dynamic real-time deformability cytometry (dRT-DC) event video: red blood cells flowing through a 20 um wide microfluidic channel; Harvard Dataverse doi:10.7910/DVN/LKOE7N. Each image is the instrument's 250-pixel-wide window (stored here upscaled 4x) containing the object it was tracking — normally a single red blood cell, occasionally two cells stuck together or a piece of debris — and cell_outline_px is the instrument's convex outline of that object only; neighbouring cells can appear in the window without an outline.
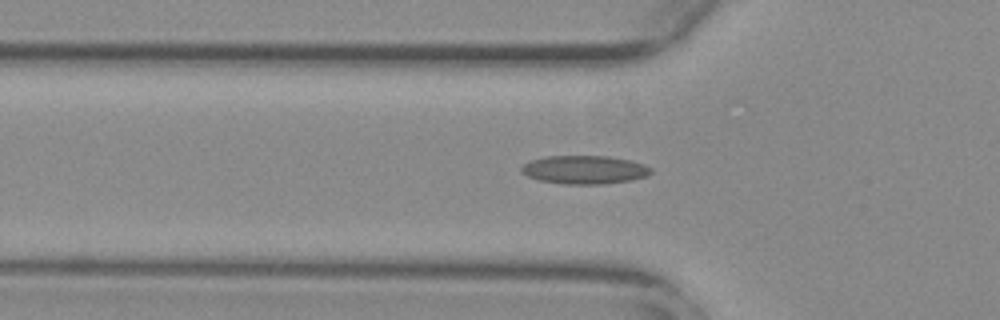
{"species": "common noctule bat (a hibernating species)", "species_latin": "Nyctalus noctula", "temperature_condition": "warm", "stored_images_in_passage": 41, "camera_frame_rate_fps": 3000, "um_per_image_px": 0.085, "animal": {"sex": "female", "body_mass_g": 29.2, "forearm_length_mm": 56.3}, "frame": {"image": 1, "passage_image": 4, "time_ms": 1.0, "image_size_px": [1000, 320], "cell_outline_px": [[652, 172], [648, 176], [632, 180], [604, 184], [564, 184], [540, 180], [528, 176], [520, 172], [520, 168], [524, 164], [532, 160], [544, 156], [608, 156], [628, 160], [644, 164], [652, 168]], "centroid_in_image_um": [49.7, 14.43], "position_along_channel_um": 76.1, "area_um2": 21.5}}
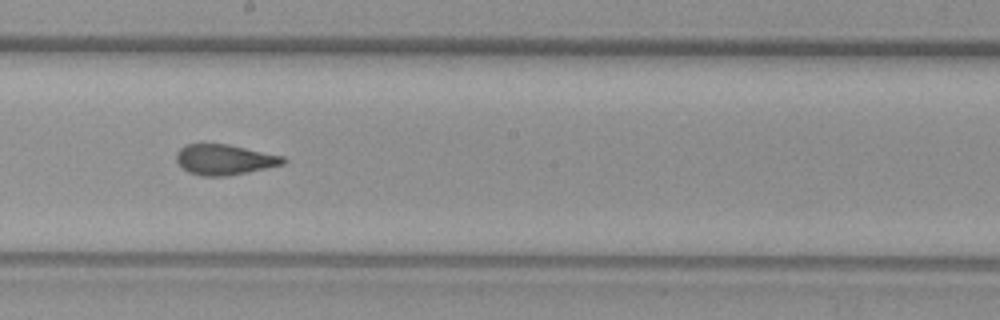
{"frame": {"image": 2, "passage_image": 16, "time_ms": 5.0, "image_size_px": [1000, 320], "cell_outline_px": [[288, 160], [284, 164], [248, 172], [228, 176], [200, 176], [188, 172], [176, 160], [176, 152], [180, 148], [188, 144], [228, 144], [284, 156]], "centroid_in_image_um": [19.1, 13.57], "position_along_channel_um": 229.1, "area_um2": 18.96}}
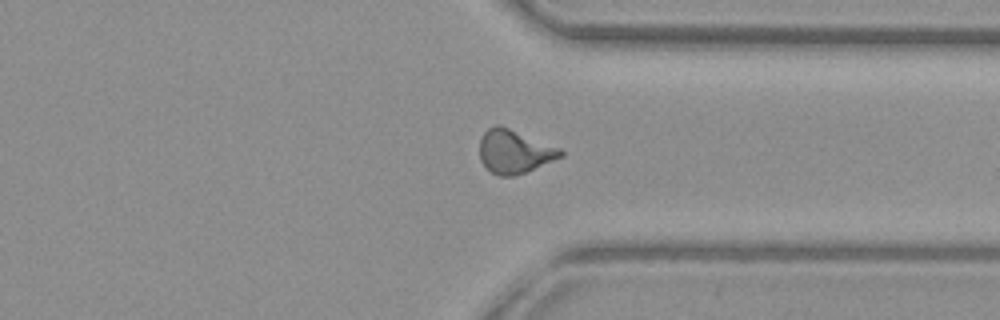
{"frame": {"image": 3, "passage_image": 27, "time_ms": 8.667, "image_size_px": [1000, 320], "cell_outline_px": [[564, 156], [524, 172], [512, 176], [500, 176], [492, 172], [480, 160], [480, 140], [484, 132], [488, 128], [496, 124], [500, 124], [560, 148], [564, 152]], "centroid_in_image_um": [43.72, 12.86], "position_along_channel_um": 367.7, "area_um2": 20.35}, "authors_computed_cell_mechanics": {"area_um2": 19.363, "velocity_mm_per_s": 3.8038, "shape_relaxation_time_tau1_ms": 10.6328, "shape_relaxation_time_tau2_ms": 1.2801, "deformation_change_tau1": 0.2785, "deformation_change_tau2": 0.0929}}